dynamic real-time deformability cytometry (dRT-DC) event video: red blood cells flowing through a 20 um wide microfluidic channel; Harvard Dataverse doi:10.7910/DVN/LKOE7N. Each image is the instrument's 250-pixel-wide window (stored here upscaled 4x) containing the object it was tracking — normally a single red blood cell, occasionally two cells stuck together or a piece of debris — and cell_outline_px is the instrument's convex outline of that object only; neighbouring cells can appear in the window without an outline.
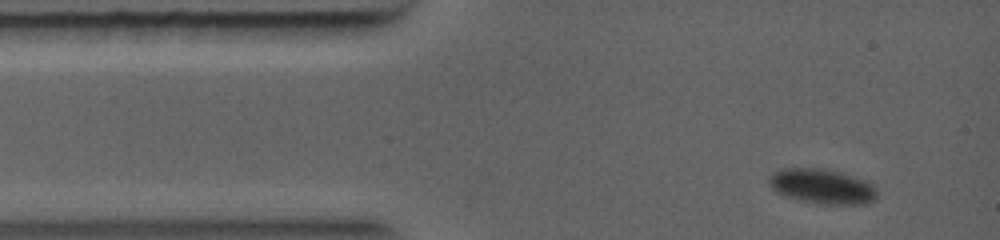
{"species": "common noctule bat (a hibernating species)", "species_latin": "Nyctalus noctula", "temperature_condition": "warm", "stored_images_in_passage": 61, "camera_frame_rate_fps": 5000, "um_per_image_px": 0.085, "animal": {"sex": "female", "body_mass_g": 19.0, "forearm_length_mm": 56.7}, "frame": {"image": 1, "passage_image": 5, "time_ms": 0.8, "image_size_px": [1000, 240], "cell_outline_px": [[876, 196], [868, 204], [816, 204], [800, 200], [776, 192], [768, 184], [768, 176], [772, 172], [780, 168], [824, 168], [840, 172], [864, 180], [872, 184], [876, 188]], "centroid_in_image_um": [69.84, 15.83], "position_along_channel_um": 15.2, "area_um2": 22.08}}
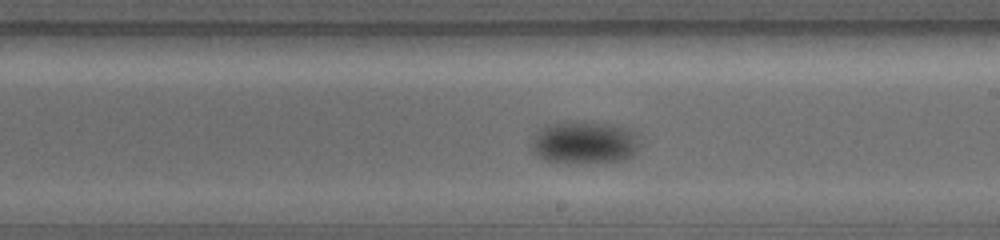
{"frame": {"image": 2, "passage_image": 35, "time_ms": 6.8, "image_size_px": [1000, 240], "cell_outline_px": [[640, 148], [632, 156], [624, 160], [580, 164], [568, 164], [544, 160], [536, 156], [532, 152], [532, 140], [536, 132], [540, 128], [548, 124], [564, 120], [580, 120], [612, 124], [628, 128], [636, 132], [640, 144]], "centroid_in_image_um": [49.67, 12.11], "position_along_channel_um": 239.3, "area_um2": 28.09}}
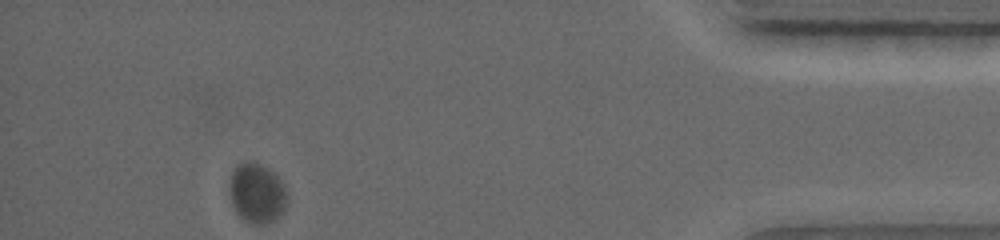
{"frame": {"image": 3, "passage_image": 61, "time_ms": 12.0, "image_size_px": [1000, 240], "cell_outline_px": [[288, 204], [272, 220], [264, 224], [256, 224], [244, 220], [236, 212], [232, 204], [228, 192], [228, 184], [232, 172], [236, 164], [244, 160], [252, 160], [268, 168], [280, 180], [288, 192]], "centroid_in_image_um": [21.8, 16.37], "position_along_channel_um": 413.4, "area_um2": 20.35}}